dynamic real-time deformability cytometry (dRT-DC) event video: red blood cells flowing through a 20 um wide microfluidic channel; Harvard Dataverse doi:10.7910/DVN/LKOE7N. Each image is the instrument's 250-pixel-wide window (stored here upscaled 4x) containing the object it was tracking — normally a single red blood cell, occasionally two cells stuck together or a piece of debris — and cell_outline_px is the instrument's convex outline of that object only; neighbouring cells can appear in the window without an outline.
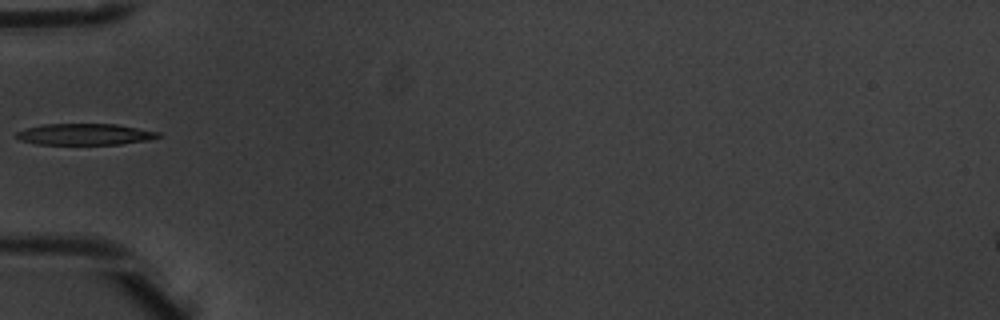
{"species": "common noctule bat (a hibernating species)", "species_latin": "Nyctalus noctula", "temperature_condition": "warm", "stored_images_in_passage": 2, "camera_frame_rate_fps": 3000, "um_per_image_px": 0.085, "animal": {"sex": "male", "body_mass_g": 20.1, "forearm_length_mm": 53.5}, "frame": {"image": 1, "passage_image": 1, "time_ms": 0.0, "image_size_px": [1000, 320], "cell_outline_px": [[160, 136], [148, 140], [120, 144], [36, 144], [20, 140], [12, 136], [16, 132], [24, 128], [40, 124], [116, 124], [160, 132]], "centroid_in_image_um": [7.13, 11.41], "position_along_channel_um": 77.9, "area_um2": 17.74}}